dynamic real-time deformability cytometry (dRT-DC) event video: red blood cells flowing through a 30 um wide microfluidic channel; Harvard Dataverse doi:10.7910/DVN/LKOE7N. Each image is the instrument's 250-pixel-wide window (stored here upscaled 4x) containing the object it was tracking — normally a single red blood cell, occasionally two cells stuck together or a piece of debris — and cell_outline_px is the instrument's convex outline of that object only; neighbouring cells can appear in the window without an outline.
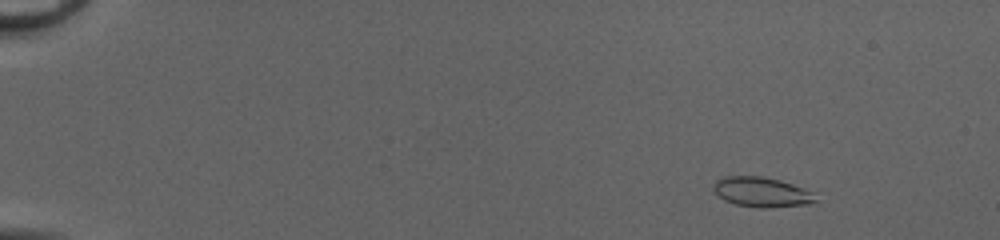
{"species": "common noctule bat (a hibernating species)", "species_latin": "Nyctalus noctula", "temperature_condition": "cold", "stored_images_in_passage": 51, "camera_frame_rate_fps": 3000, "um_per_image_px": 0.085, "animal": {"sex": "female", "body_mass_g": 20.0, "forearm_length_mm": 54.0}, "frame": {"image": 1, "passage_image": 6, "time_ms": 1.667, "image_size_px": [1000, 240], "cell_outline_px": [[816, 200], [812, 204], [768, 208], [760, 208], [736, 204], [724, 200], [712, 192], [712, 184], [716, 180], [724, 176], [760, 176], [780, 180], [792, 184], [812, 192]], "centroid_in_image_um": [64.69, 16.33], "position_along_channel_um": 20.3, "area_um2": 17.92}}
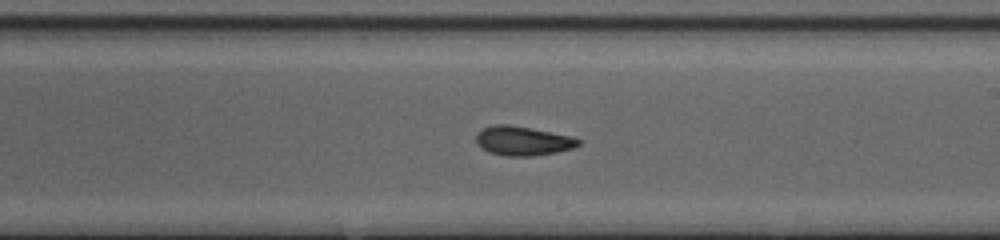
{"frame": {"image": 2, "passage_image": 32, "time_ms": 10.333, "image_size_px": [1000, 240], "cell_outline_px": [[580, 144], [572, 148], [556, 152], [532, 156], [504, 156], [488, 152], [476, 144], [476, 132], [492, 124], [508, 124], [572, 136], [580, 140]], "centroid_in_image_um": [44.39, 11.97], "position_along_channel_um": 244.6, "area_um2": 17.46}}
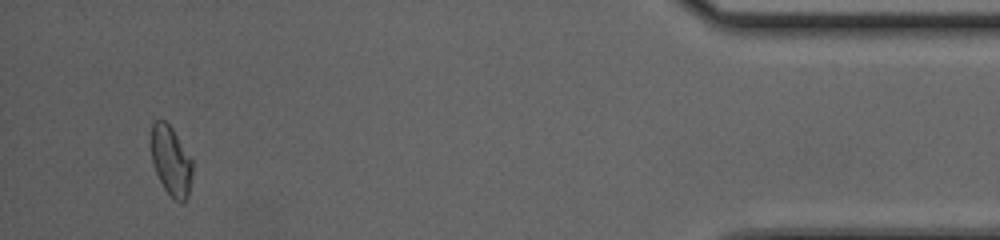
{"frame": {"image": 3, "passage_image": 49, "time_ms": 16.0, "image_size_px": [1000, 240], "cell_outline_px": [[192, 172], [188, 196], [184, 204], [180, 204], [164, 188], [152, 164], [152, 120], [164, 120], [172, 128], [192, 160]], "centroid_in_image_um": [14.54, 13.69], "position_along_channel_um": 420.7, "area_um2": 16.53}, "authors_computed_cell_mechanics": {"area_um2": 17.5712, "velocity_mm_per_s": 4.1736, "shape_relaxation_time_tau1_ms": 10.7231, "shape_relaxation_time_tau2_ms": 2.336, "deformation_change_tau1": 0.2084, "deformation_change_tau2": 0.0655}}